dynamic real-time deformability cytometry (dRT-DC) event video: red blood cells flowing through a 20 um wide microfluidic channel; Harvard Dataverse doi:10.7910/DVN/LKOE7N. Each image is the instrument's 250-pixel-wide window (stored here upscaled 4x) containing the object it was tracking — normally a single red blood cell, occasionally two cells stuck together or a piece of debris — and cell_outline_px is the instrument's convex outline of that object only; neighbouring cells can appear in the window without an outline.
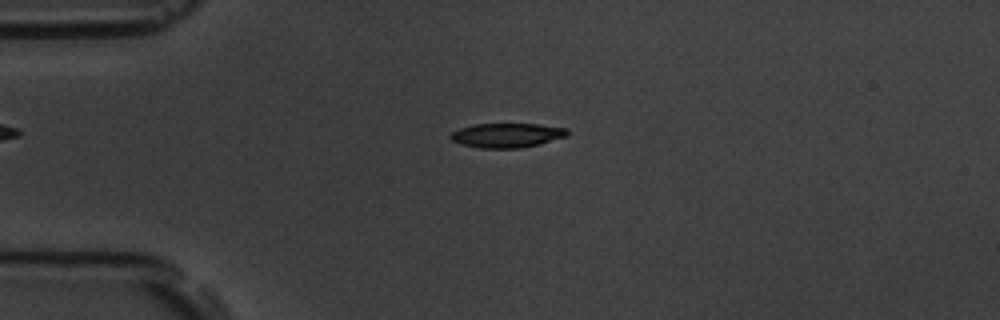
{"species": "common noctule bat (a hibernating species)", "species_latin": "Nyctalus noctula", "temperature_condition": "room temperature", "stored_images_in_passage": 4, "camera_frame_rate_fps": 3000, "um_per_image_px": 0.085, "animal": {"sex": "male", "body_mass_g": 19.5, "forearm_length_mm": 54.6}, "frame": {"image": 1, "passage_image": 3, "time_ms": 2.333, "image_size_px": [1000, 320], "cell_outline_px": [[568, 136], [540, 144], [520, 148], [480, 148], [460, 144], [452, 140], [448, 136], [452, 132], [460, 128], [472, 124], [540, 124], [568, 128]], "centroid_in_image_um": [43.1, 11.5], "position_along_channel_um": 41.9, "area_um2": 16.76}}